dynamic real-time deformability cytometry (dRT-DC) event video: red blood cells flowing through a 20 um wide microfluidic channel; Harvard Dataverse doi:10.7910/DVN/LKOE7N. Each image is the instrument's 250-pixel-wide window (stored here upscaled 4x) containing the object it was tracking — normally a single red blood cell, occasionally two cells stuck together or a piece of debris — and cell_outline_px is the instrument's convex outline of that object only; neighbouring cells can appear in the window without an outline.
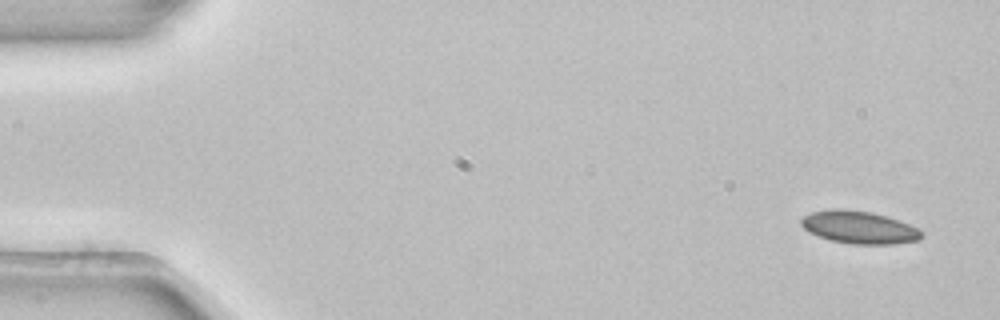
{"species": "common noctule bat (a hibernating species)", "species_latin": "Nyctalus noctula", "temperature_condition": "room temperature", "stored_images_in_passage": 3, "camera_frame_rate_fps": 3000, "um_per_image_px": 0.085, "animal": {"sex": "female", "body_mass_g": 22.7, "forearm_length_mm": 54.2}, "frame": {"image": 1, "passage_image": 1, "time_ms": 0.0, "image_size_px": [1000, 320], "cell_outline_px": [[920, 240], [892, 244], [852, 244], [832, 240], [808, 232], [800, 224], [800, 220], [804, 216], [812, 212], [832, 208], [836, 208], [872, 212], [908, 224], [916, 228], [920, 232]], "centroid_in_image_um": [72.97, 19.32], "position_along_channel_um": 12.0, "area_um2": 22.48}}